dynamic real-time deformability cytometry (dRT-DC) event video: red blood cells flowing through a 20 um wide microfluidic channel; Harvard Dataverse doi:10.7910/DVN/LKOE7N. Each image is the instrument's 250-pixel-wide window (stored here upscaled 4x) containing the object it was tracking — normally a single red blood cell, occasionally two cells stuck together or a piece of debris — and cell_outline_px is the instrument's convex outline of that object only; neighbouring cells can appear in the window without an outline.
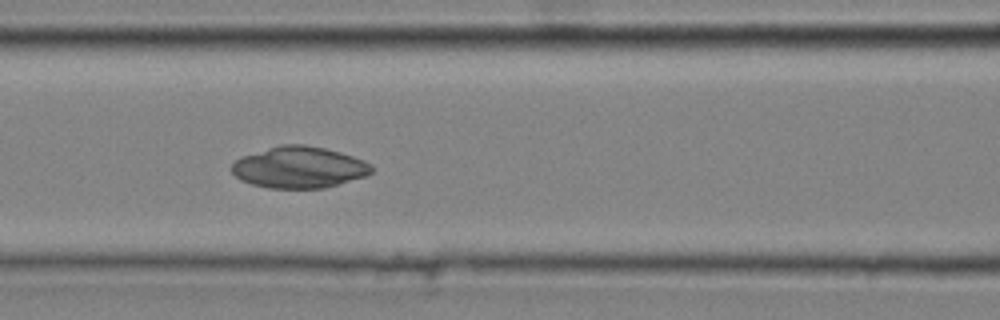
{"species": "common noctule bat (a hibernating species)", "species_latin": "Nyctalus noctula", "temperature_condition": "cold", "stored_images_in_passage": 46, "camera_frame_rate_fps": 3000, "um_per_image_px": 0.085, "animal": {"sex": "male", "body_mass_g": 20.4}, "frame": {"image": 1, "passage_image": 20, "time_ms": 6.333, "image_size_px": [1000, 320], "cell_outline_px": [[372, 172], [364, 176], [324, 188], [268, 188], [252, 184], [240, 180], [232, 172], [232, 164], [236, 160], [244, 156], [280, 144], [304, 144], [324, 148], [340, 152], [364, 160], [372, 164]], "centroid_in_image_um": [25.43, 14.22], "position_along_channel_um": 141.2, "area_um2": 33.52}}
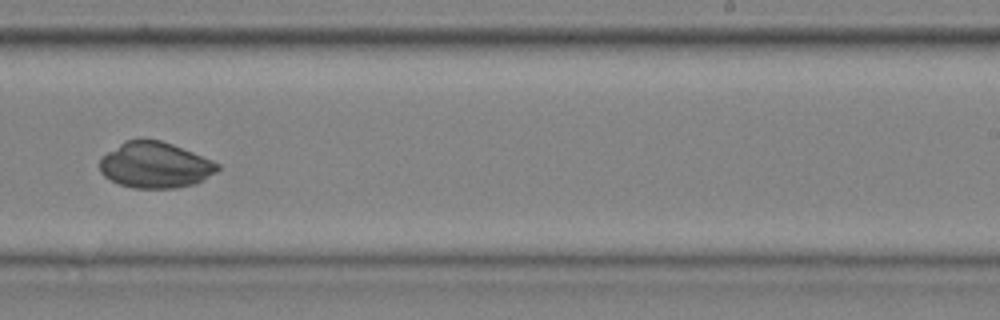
{"frame": {"image": 2, "passage_image": 30, "time_ms": 9.667, "image_size_px": [1000, 320], "cell_outline_px": [[220, 168], [216, 172], [204, 180], [196, 184], [176, 188], [132, 188], [120, 184], [104, 176], [100, 172], [100, 156], [124, 140], [160, 140], [172, 144], [212, 160], [220, 164]], "centroid_in_image_um": [13.18, 14.04], "position_along_channel_um": 275.8, "area_um2": 31.62}}
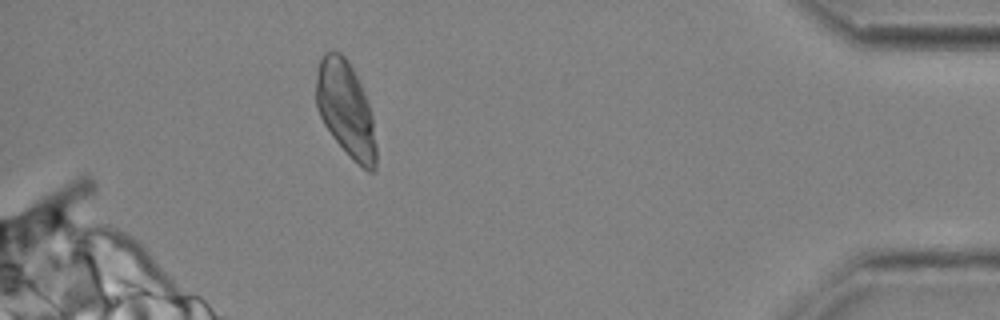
{"frame": {"image": 3, "passage_image": 43, "time_ms": 14.0, "image_size_px": [1000, 320], "cell_outline_px": [[376, 168], [372, 172], [368, 172], [352, 160], [332, 136], [324, 124], [316, 108], [316, 76], [320, 60], [324, 52], [340, 52], [344, 56], [352, 68], [364, 92], [372, 116], [376, 144]], "centroid_in_image_um": [29.39, 9.31], "position_along_channel_um": 405.8, "area_um2": 33.23}}